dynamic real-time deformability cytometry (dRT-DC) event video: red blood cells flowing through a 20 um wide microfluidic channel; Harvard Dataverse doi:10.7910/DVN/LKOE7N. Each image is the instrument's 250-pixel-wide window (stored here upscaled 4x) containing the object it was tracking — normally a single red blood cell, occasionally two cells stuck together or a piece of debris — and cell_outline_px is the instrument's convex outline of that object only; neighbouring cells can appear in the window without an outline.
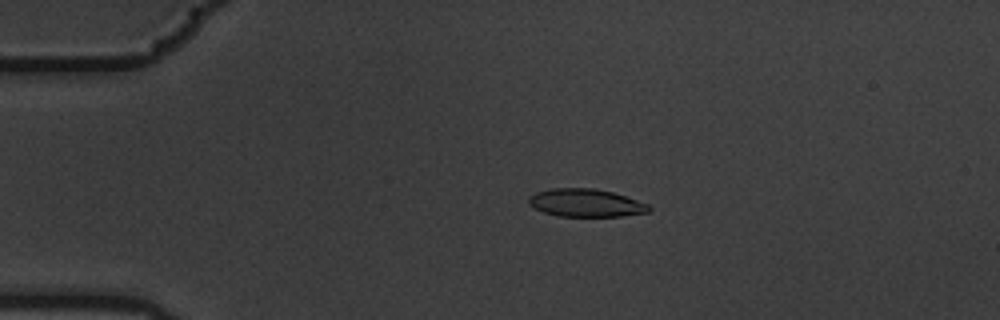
{"species": "common noctule bat (a hibernating species)", "species_latin": "Nyctalus noctula", "temperature_condition": "warm", "stored_images_in_passage": 4, "camera_frame_rate_fps": 3000, "um_per_image_px": 0.085, "animal": {"sex": "male", "body_mass_g": 19.5, "forearm_length_mm": 54.6}, "frame": {"image": 1, "passage_image": 3, "time_ms": 0.667, "image_size_px": [1000, 320], "cell_outline_px": [[652, 208], [648, 212], [620, 216], [560, 216], [544, 212], [528, 204], [528, 196], [536, 192], [552, 188], [592, 188], [612, 192], [648, 204]], "centroid_in_image_um": [49.77, 17.24], "position_along_channel_um": 35.2, "area_um2": 19.36}}